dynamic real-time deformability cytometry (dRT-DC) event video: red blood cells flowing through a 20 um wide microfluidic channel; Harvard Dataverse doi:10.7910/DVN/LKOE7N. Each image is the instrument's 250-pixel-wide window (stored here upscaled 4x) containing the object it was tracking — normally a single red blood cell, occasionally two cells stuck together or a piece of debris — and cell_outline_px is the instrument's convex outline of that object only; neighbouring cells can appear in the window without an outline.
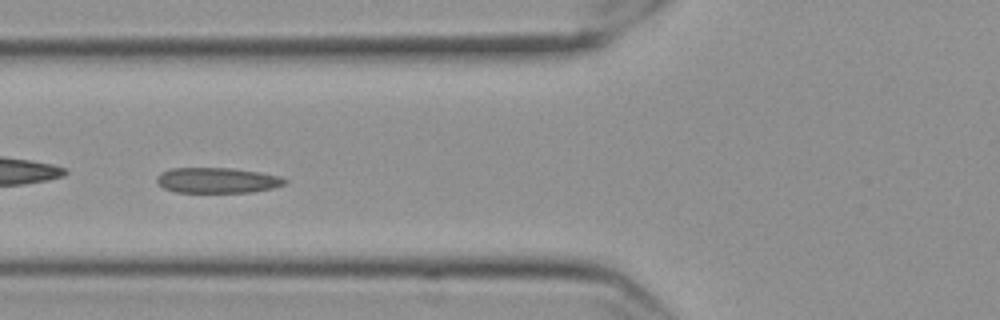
{"species": "Egyptian fruit bat (a non-hibernating species)", "species_latin": "Rousettus aegyptiacus", "temperature_condition": "cold", "stored_images_in_passage": 43, "camera_frame_rate_fps": 3000, "um_per_image_px": 0.085, "frame": {"image": 1, "passage_image": 19, "time_ms": 6.0, "image_size_px": [1000, 320], "cell_outline_px": [[288, 180], [284, 184], [272, 188], [252, 192], [176, 192], [164, 188], [156, 180], [156, 176], [160, 172], [172, 168], [232, 168], [260, 172], [280, 176]], "centroid_in_image_um": [18.46, 15.32], "position_along_channel_um": 107.3, "area_um2": 18.96}, "authors_computed_cell_mechanics": {"area_um2": 19.1318, "velocity_mm_per_s": 3.5008, "shape_relaxation_time_tau1_ms": null, "shape_relaxation_time_tau2_ms": 3.3504, "deformation_change_tau1": null, "deformation_change_tau2": 0.0901}}